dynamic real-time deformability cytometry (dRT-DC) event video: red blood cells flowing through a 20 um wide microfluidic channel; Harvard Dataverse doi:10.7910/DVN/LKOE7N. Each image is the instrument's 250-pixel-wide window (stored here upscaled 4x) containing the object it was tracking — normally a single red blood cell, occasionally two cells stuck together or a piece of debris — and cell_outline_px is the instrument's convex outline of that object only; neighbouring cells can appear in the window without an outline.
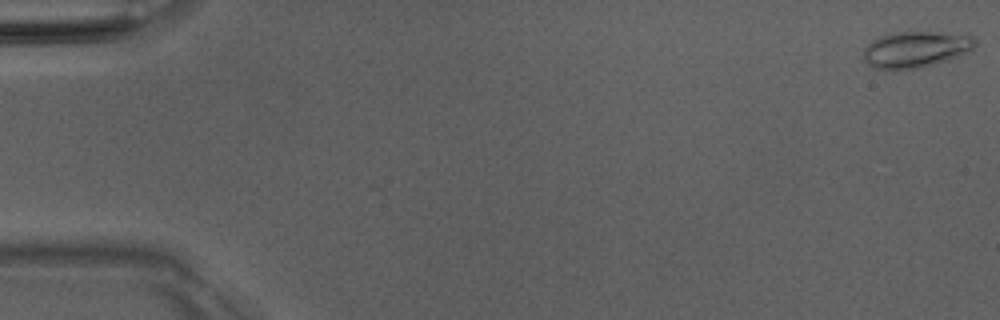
{"species": "Egyptian fruit bat (a non-hibernating species)", "species_latin": "Rousettus aegyptiacus", "temperature_condition": "room temperature", "stored_images_in_passage": 51, "camera_frame_rate_fps": 3000, "um_per_image_px": 0.085, "animal": {"sex": "male"}, "frame": {"image": 1, "passage_image": 1, "time_ms": 0.0, "image_size_px": [1000, 320], "cell_outline_px": [[976, 44], [972, 48], [956, 56], [920, 68], [892, 72], [872, 68], [864, 60], [864, 48], [872, 40], [880, 36], [896, 32], [968, 32], [976, 40]], "centroid_in_image_um": [77.8, 4.2], "position_along_channel_um": 7.2, "area_um2": 24.04}}
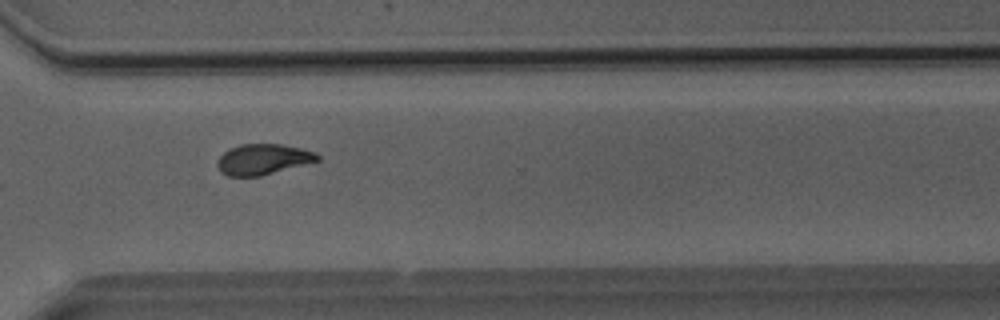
{"frame": {"image": 2, "passage_image": 38, "time_ms": 12.333, "image_size_px": [1000, 320], "cell_outline_px": [[320, 160], [260, 176], [228, 176], [220, 172], [216, 164], [220, 156], [228, 148], [240, 144], [280, 144], [300, 148], [316, 152], [320, 156]], "centroid_in_image_um": [22.33, 13.54], "position_along_channel_um": 348.3, "area_um2": 17.86}}
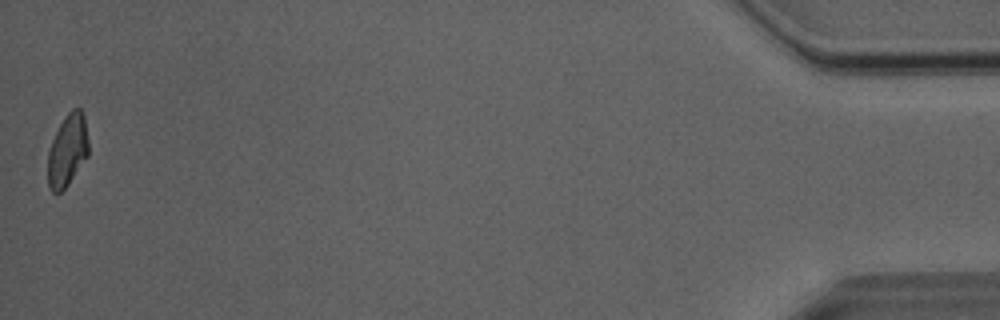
{"frame": {"image": 3, "passage_image": 51, "time_ms": 16.667, "image_size_px": [1000, 320], "cell_outline_px": [[88, 156], [68, 184], [60, 192], [52, 192], [48, 188], [48, 152], [52, 140], [60, 124], [68, 112], [72, 108], [80, 108], [84, 116], [88, 140]], "centroid_in_image_um": [5.73, 12.78], "position_along_channel_um": 429.5, "area_um2": 16.99}, "authors_computed_cell_mechanics": {"area_um2": 18.2648, "velocity_mm_per_s": 4.0749, "shape_relaxation_time_tau1_ms": 6.6765, "shape_relaxation_time_tau2_ms": 2.746, "deformation_change_tau1": 0.192, "deformation_change_tau2": 0.0946}}